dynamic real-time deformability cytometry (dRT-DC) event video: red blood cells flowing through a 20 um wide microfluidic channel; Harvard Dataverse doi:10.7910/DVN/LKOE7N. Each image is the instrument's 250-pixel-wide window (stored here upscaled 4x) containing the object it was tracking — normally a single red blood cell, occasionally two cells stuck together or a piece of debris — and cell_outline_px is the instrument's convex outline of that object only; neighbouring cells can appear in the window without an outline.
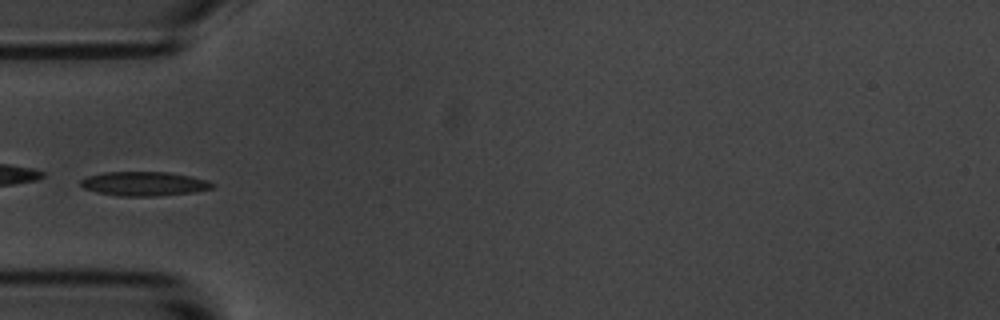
{"species": "common noctule bat (a hibernating species)", "species_latin": "Nyctalus noctula", "temperature_condition": "room temperature", "stored_images_in_passage": 3, "camera_frame_rate_fps": 3000, "um_per_image_px": 0.085, "animal": {"sex": "male", "body_mass_g": 20.1, "forearm_length_mm": 53.5}, "frame": {"image": 1, "passage_image": 2, "time_ms": 1.0, "image_size_px": [1000, 320], "cell_outline_px": [[216, 184], [212, 188], [196, 192], [156, 196], [120, 196], [96, 192], [84, 188], [80, 184], [80, 180], [88, 176], [104, 172], [168, 172], [192, 176], [208, 180]], "centroid_in_image_um": [12.28, 15.62], "position_along_channel_um": 72.7, "area_um2": 18.67}}